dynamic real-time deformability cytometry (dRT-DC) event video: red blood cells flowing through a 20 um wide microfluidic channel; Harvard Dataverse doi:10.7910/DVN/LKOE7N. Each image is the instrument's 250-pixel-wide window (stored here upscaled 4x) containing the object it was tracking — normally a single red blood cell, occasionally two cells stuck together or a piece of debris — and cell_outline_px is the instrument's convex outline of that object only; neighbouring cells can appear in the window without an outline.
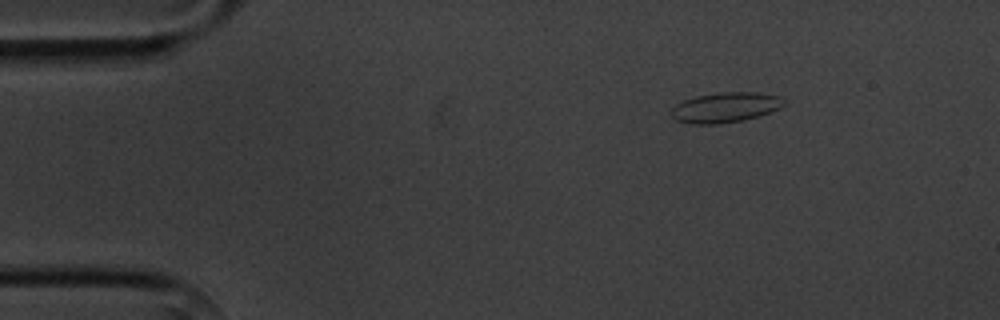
{"species": "common noctule bat (a hibernating species)", "species_latin": "Nyctalus noctula", "temperature_condition": "cold", "stored_images_in_passage": 5, "camera_frame_rate_fps": 3000, "um_per_image_px": 0.085, "animal": {"sex": "male", "body_mass_g": 20.1, "forearm_length_mm": 53.5}, "frame": {"image": 1, "passage_image": 2, "time_ms": 1.0, "image_size_px": [1000, 320], "cell_outline_px": [[784, 104], [780, 108], [760, 116], [744, 120], [716, 124], [692, 124], [676, 120], [672, 116], [672, 108], [676, 104], [684, 100], [696, 96], [720, 92], [756, 92], [780, 96], [784, 100]], "centroid_in_image_um": [61.67, 9.13], "position_along_channel_um": 23.3, "area_um2": 19.77}}